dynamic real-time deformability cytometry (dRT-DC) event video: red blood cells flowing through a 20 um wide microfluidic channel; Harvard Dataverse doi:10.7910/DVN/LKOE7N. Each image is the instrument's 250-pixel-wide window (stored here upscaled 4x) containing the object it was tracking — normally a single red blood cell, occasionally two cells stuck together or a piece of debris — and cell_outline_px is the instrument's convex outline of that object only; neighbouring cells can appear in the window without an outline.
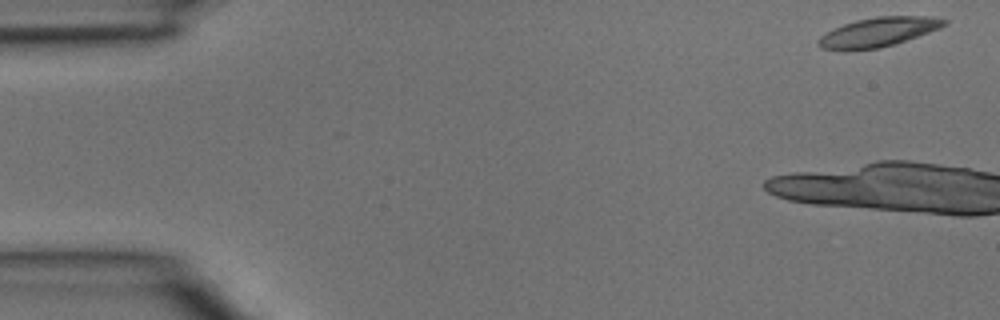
{"species": "common noctule bat (a hibernating species)", "species_latin": "Nyctalus noctula", "temperature_condition": "room temperature", "stored_images_in_passage": 4, "camera_frame_rate_fps": 3000, "um_per_image_px": 0.085, "animal": {"sex": "male", "body_mass_g": 15.6}, "frame": {"image": 1, "passage_image": 1, "time_ms": 0.0, "image_size_px": [1000, 320], "cell_outline_px": [[948, 24], [940, 28], [880, 48], [844, 52], [820, 48], [816, 44], [816, 40], [820, 36], [832, 28], [856, 20], [876, 16], [932, 16], [948, 20]], "centroid_in_image_um": [74.57, 2.74], "position_along_channel_um": 10.4, "area_um2": 21.79}}